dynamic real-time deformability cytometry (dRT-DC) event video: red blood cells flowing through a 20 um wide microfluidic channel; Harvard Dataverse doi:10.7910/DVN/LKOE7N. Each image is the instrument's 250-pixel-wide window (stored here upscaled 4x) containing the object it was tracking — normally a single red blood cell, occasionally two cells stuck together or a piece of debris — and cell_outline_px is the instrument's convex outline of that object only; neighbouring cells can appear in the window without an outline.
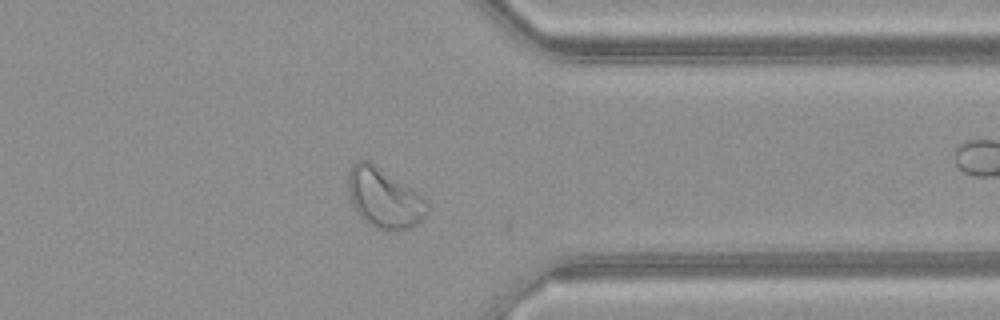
{"species": "common noctule bat (a hibernating species)", "species_latin": "Nyctalus noctula", "temperature_condition": "warm", "stored_images_in_passage": 41, "camera_frame_rate_fps": 3000, "um_per_image_px": 0.085, "animal": {"sex": "female", "body_mass_g": 21.9}, "frame": {"image": 1, "passage_image": 40, "time_ms": 13.0, "image_size_px": [1000, 320], "cell_outline_px": [[428, 212], [416, 224], [400, 232], [392, 232], [376, 228], [368, 224], [356, 212], [352, 204], [348, 192], [348, 172], [352, 164], [356, 160], [368, 160], [412, 188], [424, 196], [428, 208]], "centroid_in_image_um": [32.63, 16.85], "position_along_channel_um": 378.8, "area_um2": 27.74}, "authors_computed_cell_mechanics": {"area_um2": 26.5302, "velocity_mm_per_s": 4.0812, "shape_relaxation_time_tau1_ms": null, "shape_relaxation_time_tau2_ms": 1.7535, "deformation_change_tau1": null, "deformation_change_tau2": 0.0859}}